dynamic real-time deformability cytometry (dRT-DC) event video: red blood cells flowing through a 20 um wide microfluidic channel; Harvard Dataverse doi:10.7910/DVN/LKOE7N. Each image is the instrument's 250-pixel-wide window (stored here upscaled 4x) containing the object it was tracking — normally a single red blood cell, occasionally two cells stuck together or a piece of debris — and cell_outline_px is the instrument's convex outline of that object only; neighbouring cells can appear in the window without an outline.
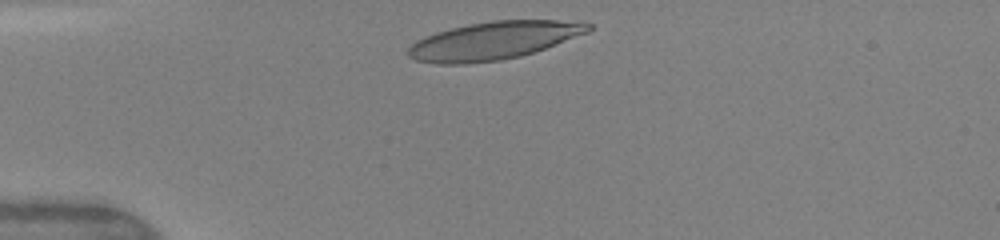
{"species": "human", "species_latin": "Homo sapiens", "temperature_condition": "warm", "stored_images_in_passage": 31, "camera_frame_rate_fps": 3000, "um_per_image_px": 0.085, "donor": {"sex": "female"}, "frame": {"image": 1, "passage_image": 2, "time_ms": 0.333, "image_size_px": [1000, 240], "cell_outline_px": [[592, 28], [588, 32], [544, 48], [520, 56], [500, 60], [464, 64], [436, 64], [416, 60], [408, 56], [408, 48], [416, 40], [424, 36], [436, 32], [468, 24], [492, 20], [556, 20], [592, 24]], "centroid_in_image_um": [41.9, 3.45], "position_along_channel_um": 43.1, "area_um2": 39.42}}
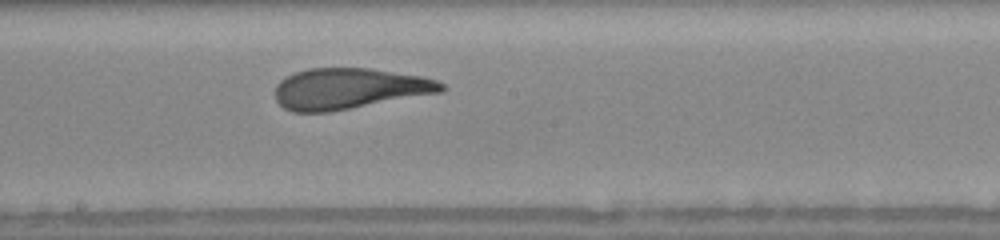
{"frame": {"image": 2, "passage_image": 17, "time_ms": 5.333, "image_size_px": [1000, 240], "cell_outline_px": [[448, 88], [444, 92], [328, 112], [292, 112], [284, 108], [276, 100], [276, 84], [280, 80], [296, 72], [308, 68], [368, 68], [420, 76], [436, 80], [444, 84]], "centroid_in_image_um": [29.7, 7.54], "position_along_channel_um": 218.5, "area_um2": 39.59}}
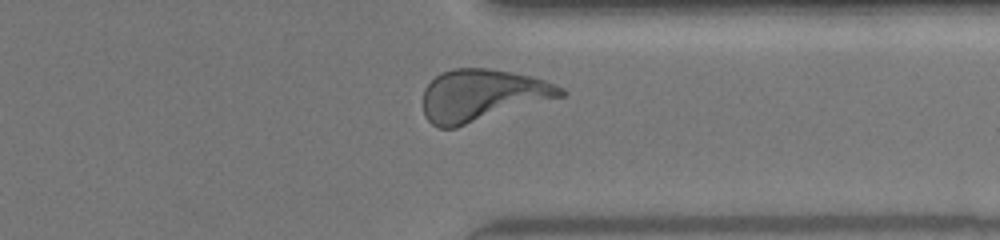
{"frame": {"image": 3, "passage_image": 28, "time_ms": 9.0, "image_size_px": [1000, 240], "cell_outline_px": [[564, 96], [456, 128], [440, 128], [432, 124], [424, 116], [424, 88], [440, 72], [452, 68], [484, 68], [512, 72], [544, 80], [564, 88]], "centroid_in_image_um": [40.96, 8.1], "position_along_channel_um": 370.4, "area_um2": 41.5}, "authors_computed_cell_mechanics": {"area_um2": 40.1132, "velocity_mm_per_s": 4.1463, "shape_relaxation_time_tau1_ms": 5.1436, "shape_relaxation_time_tau2_ms": 1.011, "deformation_change_tau1": 0.2554, "deformation_change_tau2": 0.1031}}